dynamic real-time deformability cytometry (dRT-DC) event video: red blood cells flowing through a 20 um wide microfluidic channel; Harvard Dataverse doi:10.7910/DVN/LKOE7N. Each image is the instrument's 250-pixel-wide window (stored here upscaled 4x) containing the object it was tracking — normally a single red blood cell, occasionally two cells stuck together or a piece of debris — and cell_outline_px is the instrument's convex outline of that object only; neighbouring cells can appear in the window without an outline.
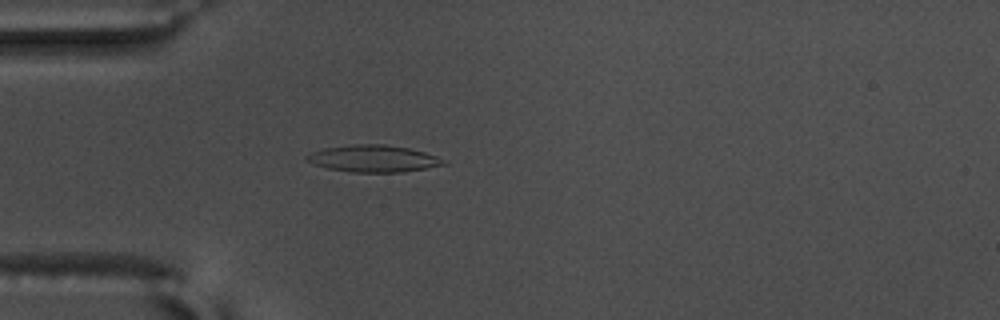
{"species": "common noctule bat (a hibernating species)", "species_latin": "Nyctalus noctula", "temperature_condition": "warm", "stored_images_in_passage": 57, "camera_frame_rate_fps": 3000, "um_per_image_px": 0.085, "animal": {"sex": "male", "body_mass_g": 17.5, "forearm_length_mm": 52.3}, "frame": {"image": 1, "passage_image": 17, "time_ms": 5.333, "image_size_px": [1000, 320], "cell_outline_px": [[448, 164], [400, 172], [348, 172], [328, 168], [304, 160], [304, 156], [312, 152], [324, 148], [352, 144], [384, 144], [408, 148], [424, 152], [448, 160]], "centroid_in_image_um": [31.73, 13.47], "position_along_channel_um": 53.3, "area_um2": 21.44}}
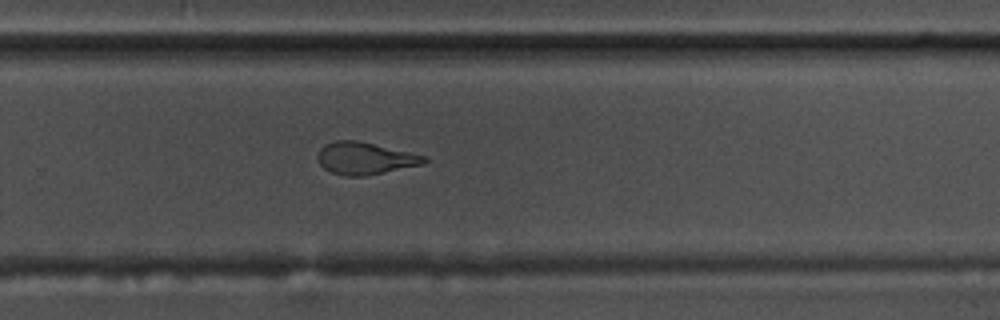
{"frame": {"image": 2, "passage_image": 38, "time_ms": 12.333, "image_size_px": [1000, 320], "cell_outline_px": [[428, 160], [424, 164], [364, 176], [344, 176], [332, 172], [324, 168], [320, 164], [316, 156], [320, 148], [324, 144], [336, 140], [356, 140], [428, 156]], "centroid_in_image_um": [31.02, 13.45], "position_along_channel_um": 298.8, "area_um2": 20.0}}
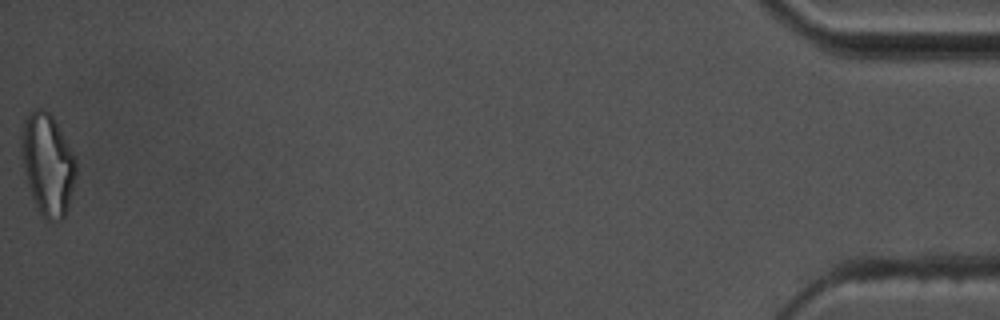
{"frame": {"image": 3, "passage_image": 57, "time_ms": 18.667, "image_size_px": [1000, 320], "cell_outline_px": [[76, 176], [68, 208], [64, 216], [60, 220], [48, 220], [40, 216], [32, 196], [28, 184], [20, 152], [20, 136], [24, 120], [28, 112], [36, 108], [44, 108], [52, 116], [72, 152], [76, 160]], "centroid_in_image_um": [4.03, 13.96], "position_along_channel_um": 431.2, "area_um2": 32.31}, "authors_computed_cell_mechanics": {"area_um2": 20.808, "velocity_mm_per_s": 3.6359, "shape_relaxation_time_tau1_ms": 7.1224, "shape_relaxation_time_tau2_ms": 2.5285, "deformation_change_tau1": 0.2447, "deformation_change_tau2": 0.1067}}